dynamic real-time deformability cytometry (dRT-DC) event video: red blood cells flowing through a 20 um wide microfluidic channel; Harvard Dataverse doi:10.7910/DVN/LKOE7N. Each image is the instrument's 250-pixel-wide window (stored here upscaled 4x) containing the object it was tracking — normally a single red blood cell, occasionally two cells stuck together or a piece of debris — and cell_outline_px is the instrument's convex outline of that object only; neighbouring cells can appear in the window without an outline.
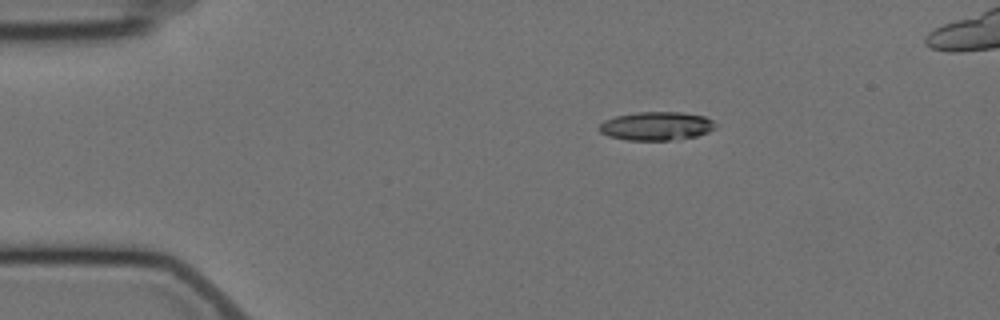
{"species": "Egyptian fruit bat (a non-hibernating species)", "species_latin": "Rousettus aegyptiacus", "temperature_condition": "cold", "stored_images_in_passage": 4, "camera_frame_rate_fps": 3000, "um_per_image_px": 0.085, "animal": {"sex": "female"}, "frame": {"image": 1, "passage_image": 1, "time_ms": 0.0, "image_size_px": [1000, 320], "cell_outline_px": [[716, 128], [708, 132], [696, 136], [668, 140], [624, 140], [608, 136], [600, 132], [596, 128], [604, 120], [616, 116], [636, 112], [680, 112], [704, 116], [712, 120], [716, 124]], "centroid_in_image_um": [55.76, 10.71], "position_along_channel_um": 29.2, "area_um2": 19.42}}
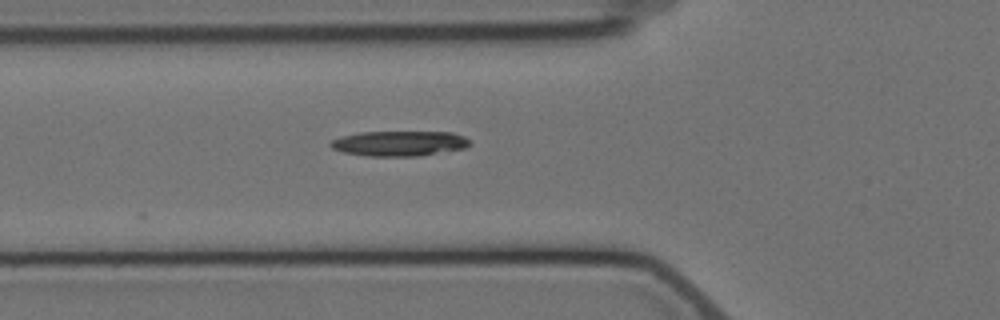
{"frame": {"image": 2, "passage_image": 4, "time_ms": 3.333, "image_size_px": [1000, 320], "cell_outline_px": [[472, 144], [464, 148], [420, 156], [368, 156], [344, 152], [332, 148], [328, 144], [332, 140], [340, 136], [360, 132], [452, 132], [464, 136], [472, 140]], "centroid_in_image_um": [33.96, 12.19], "position_along_channel_um": 91.8, "area_um2": 20.52}}